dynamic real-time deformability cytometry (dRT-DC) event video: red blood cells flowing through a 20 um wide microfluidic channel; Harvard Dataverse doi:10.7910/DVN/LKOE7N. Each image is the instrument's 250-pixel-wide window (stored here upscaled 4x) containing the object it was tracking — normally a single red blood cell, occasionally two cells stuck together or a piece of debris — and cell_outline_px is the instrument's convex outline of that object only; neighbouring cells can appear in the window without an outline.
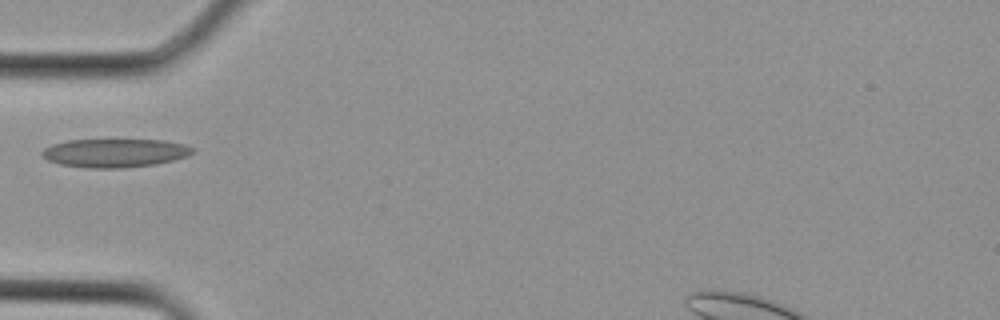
{"species": "Egyptian fruit bat (a non-hibernating species)", "species_latin": "Rousettus aegyptiacus", "temperature_condition": "cold", "stored_images_in_passage": 3, "camera_frame_rate_fps": 3000, "um_per_image_px": 0.085, "animal": {"sex": "female"}, "frame": {"image": 1, "passage_image": 3, "time_ms": 0.667, "image_size_px": [1000, 320], "cell_outline_px": [[196, 152], [188, 156], [156, 164], [124, 168], [84, 168], [60, 164], [48, 160], [40, 152], [44, 148], [52, 144], [68, 140], [164, 140], [184, 144], [196, 148]], "centroid_in_image_um": [9.8, 13.0], "position_along_channel_um": 75.2, "area_um2": 25.2}}